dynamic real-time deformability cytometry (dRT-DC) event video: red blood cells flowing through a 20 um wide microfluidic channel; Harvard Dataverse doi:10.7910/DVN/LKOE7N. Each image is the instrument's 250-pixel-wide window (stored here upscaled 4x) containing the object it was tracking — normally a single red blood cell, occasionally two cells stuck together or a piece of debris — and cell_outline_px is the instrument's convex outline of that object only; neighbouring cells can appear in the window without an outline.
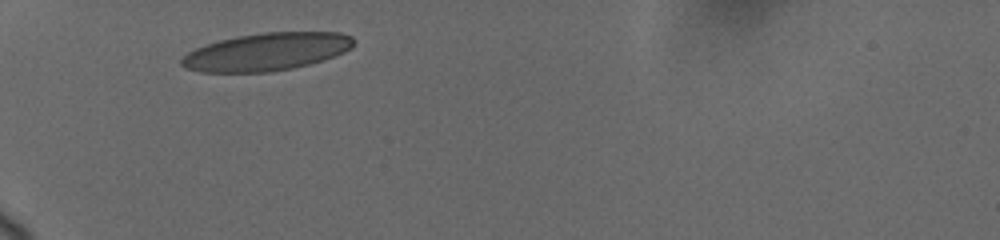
{"species": "human", "species_latin": "Homo sapiens", "temperature_condition": "cold", "stored_images_in_passage": 26, "camera_frame_rate_fps": 3000, "um_per_image_px": 0.085, "donor": {"sex": "female"}, "frame": {"image": 1, "passage_image": 1, "time_ms": 0.0, "image_size_px": [1000, 240], "cell_outline_px": [[352, 48], [344, 52], [308, 64], [292, 68], [268, 72], [200, 72], [184, 68], [180, 64], [180, 60], [188, 52], [196, 48], [220, 40], [236, 36], [264, 32], [340, 32], [352, 36]], "centroid_in_image_um": [22.62, 4.4], "position_along_channel_um": 62.4, "area_um2": 37.57}}
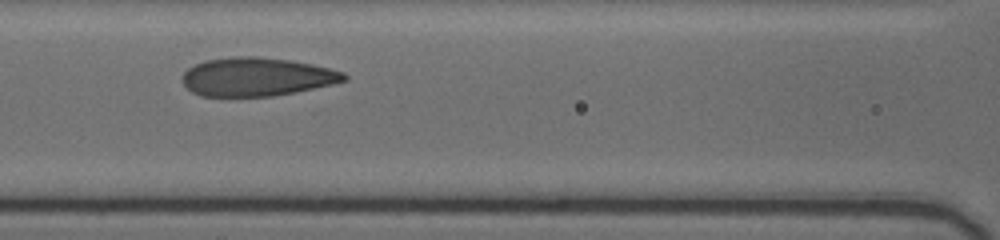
{"frame": {"image": 2, "passage_image": 18, "time_ms": 2.667, "image_size_px": [1000, 240], "cell_outline_px": [[348, 80], [332, 84], [296, 92], [272, 96], [200, 96], [192, 92], [180, 80], [184, 72], [188, 68], [204, 60], [232, 56], [256, 56], [288, 60], [312, 64], [344, 72], [348, 76]], "centroid_in_image_um": [21.8, 6.53], "position_along_channel_um": 144.8, "area_um2": 36.41}}
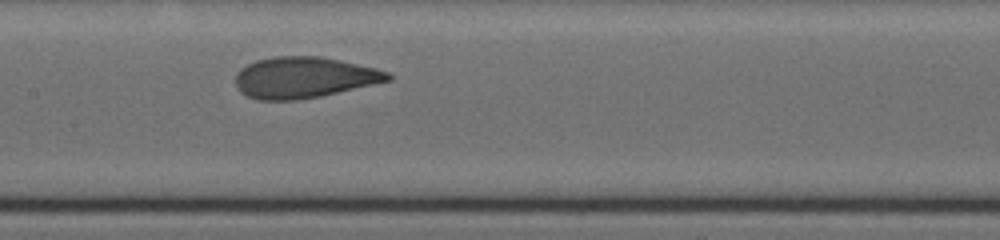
{"frame": {"image": 3, "passage_image": 25, "time_ms": 3.667, "image_size_px": [1000, 240], "cell_outline_px": [[392, 80], [320, 96], [296, 100], [256, 100], [240, 92], [236, 88], [236, 72], [240, 68], [256, 60], [272, 56], [320, 56], [340, 60], [376, 68], [388, 72], [392, 76]], "centroid_in_image_um": [25.81, 6.58], "position_along_channel_um": 181.6, "area_um2": 36.59}}